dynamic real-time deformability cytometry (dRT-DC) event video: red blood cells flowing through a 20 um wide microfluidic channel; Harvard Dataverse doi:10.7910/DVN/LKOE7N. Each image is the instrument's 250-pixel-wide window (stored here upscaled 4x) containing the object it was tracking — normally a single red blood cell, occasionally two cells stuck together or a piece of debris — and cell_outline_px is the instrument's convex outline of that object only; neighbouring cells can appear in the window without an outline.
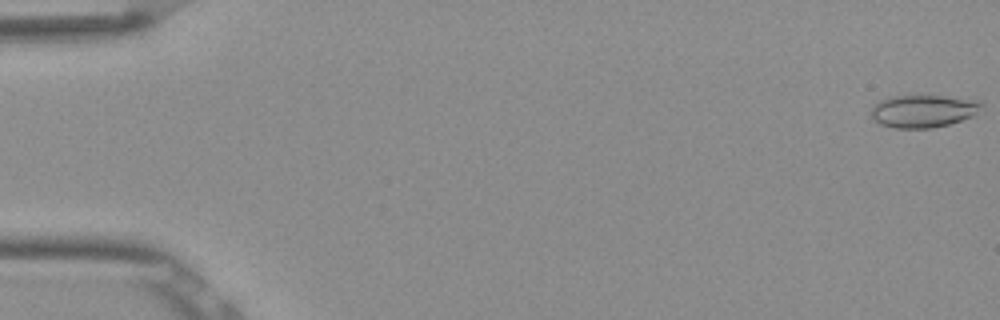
{"species": "Egyptian fruit bat (a non-hibernating species)", "species_latin": "Rousettus aegyptiacus", "temperature_condition": "room temperature", "stored_images_in_passage": 53, "camera_frame_rate_fps": 3000, "um_per_image_px": 0.085, "frame": {"image": 1, "passage_image": 1, "time_ms": 0.0, "image_size_px": [1000, 320], "cell_outline_px": [[984, 104], [972, 116], [948, 124], [932, 128], [896, 128], [880, 124], [872, 120], [872, 104], [888, 96], [924, 92], [980, 100]], "centroid_in_image_um": [78.45, 9.37], "position_along_channel_um": 6.5, "area_um2": 22.02}}
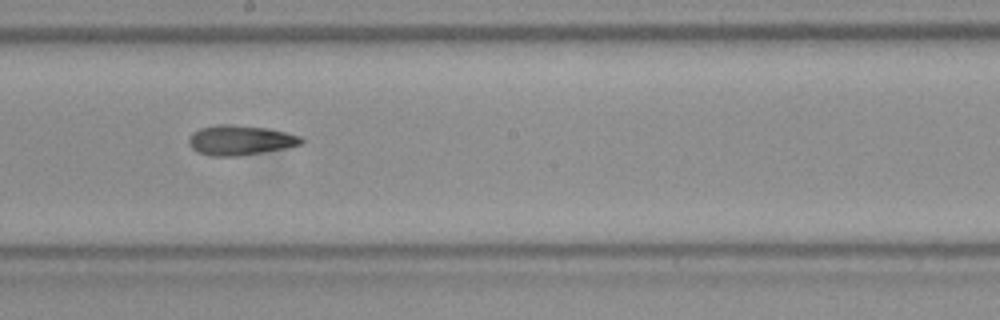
{"frame": {"image": 2, "passage_image": 30, "time_ms": 9.667, "image_size_px": [1000, 320], "cell_outline_px": [[304, 144], [284, 148], [236, 156], [212, 156], [196, 152], [188, 144], [188, 140], [192, 132], [200, 128], [216, 124], [232, 124], [268, 128], [300, 136], [304, 140]], "centroid_in_image_um": [20.38, 11.9], "position_along_channel_um": 227.8, "area_um2": 19.59}}
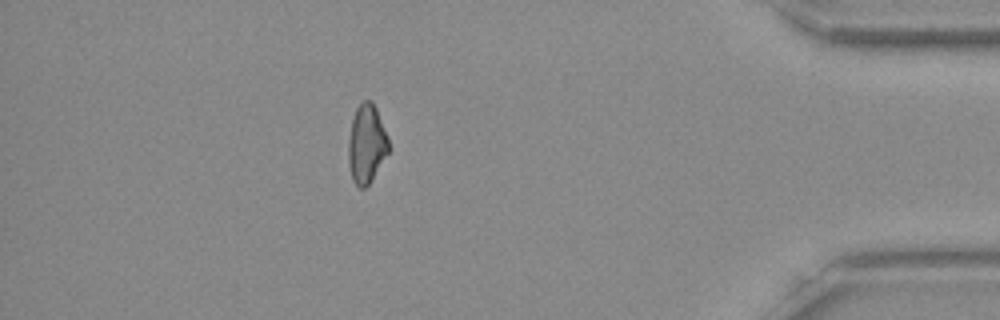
{"frame": {"image": 3, "passage_image": 47, "time_ms": 15.333, "image_size_px": [1000, 320], "cell_outline_px": [[388, 152], [372, 180], [364, 188], [360, 188], [352, 180], [348, 164], [348, 140], [352, 120], [356, 108], [364, 100], [372, 100], [376, 108], [388, 140]], "centroid_in_image_um": [31.13, 12.25], "position_along_channel_um": 404.1, "area_um2": 18.26}, "authors_computed_cell_mechanics": {"area_um2": 19.4208, "velocity_mm_per_s": 3.8866, "shape_relaxation_time_tau1_ms": 8.129, "shape_relaxation_time_tau2_ms": 4.1054, "deformation_change_tau1": 0.1721, "deformation_change_tau2": 0.1349}}